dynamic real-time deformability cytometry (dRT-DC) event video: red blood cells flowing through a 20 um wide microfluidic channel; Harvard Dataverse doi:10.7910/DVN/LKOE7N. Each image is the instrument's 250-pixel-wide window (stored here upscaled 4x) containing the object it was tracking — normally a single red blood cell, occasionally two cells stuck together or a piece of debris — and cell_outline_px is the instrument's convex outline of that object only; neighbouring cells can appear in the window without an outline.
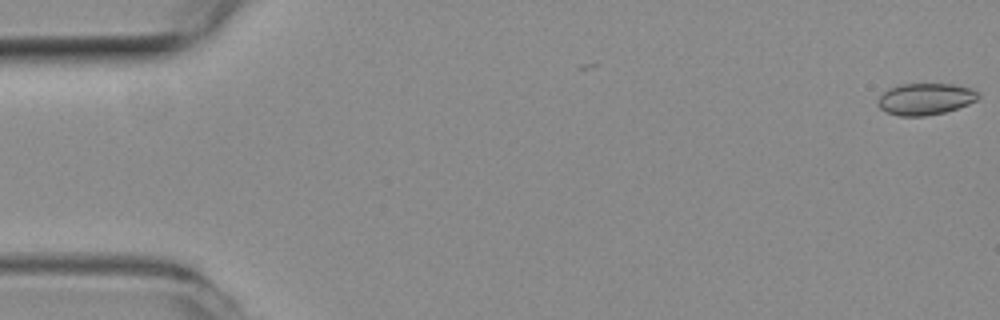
{"species": "common noctule bat (a hibernating species)", "species_latin": "Nyctalus noctula", "temperature_condition": "room temperature", "stored_images_in_passage": 7, "camera_frame_rate_fps": 3000, "um_per_image_px": 0.085, "animal": {"sex": "female", "body_mass_g": 19.3, "forearm_length_mm": 54.1}, "frame": {"image": 1, "passage_image": 1, "time_ms": 0.0, "image_size_px": [1000, 320], "cell_outline_px": [[980, 96], [976, 100], [968, 104], [944, 112], [924, 116], [900, 116], [888, 112], [880, 108], [876, 104], [876, 100], [888, 88], [900, 84], [952, 84], [972, 88], [980, 92]], "centroid_in_image_um": [78.65, 8.4], "position_along_channel_um": 6.4, "area_um2": 18.55}}